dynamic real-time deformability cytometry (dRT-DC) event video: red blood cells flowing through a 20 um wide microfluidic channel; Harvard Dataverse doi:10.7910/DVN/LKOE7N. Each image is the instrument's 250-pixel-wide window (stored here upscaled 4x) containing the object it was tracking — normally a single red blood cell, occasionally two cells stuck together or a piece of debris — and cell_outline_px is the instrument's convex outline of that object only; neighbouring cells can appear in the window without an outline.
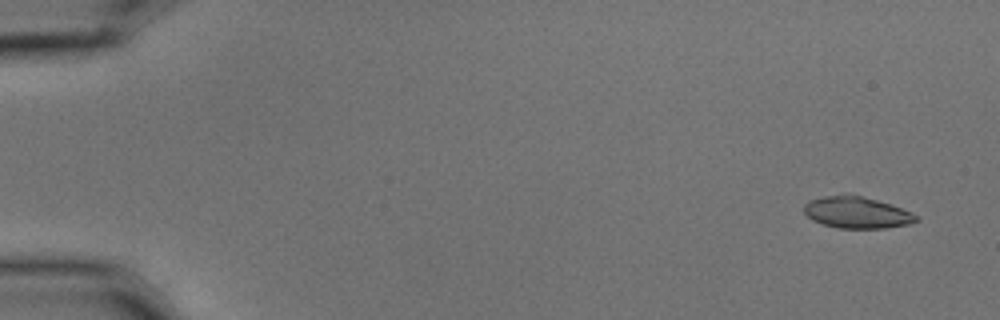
{"species": "common noctule bat (a hibernating species)", "species_latin": "Nyctalus noctula", "temperature_condition": "cold", "stored_images_in_passage": 5, "camera_frame_rate_fps": 3000, "um_per_image_px": 0.085, "animal": {"sex": "male", "body_mass_g": 15.6}, "frame": {"image": 1, "passage_image": 1, "time_ms": 0.0, "image_size_px": [1000, 320], "cell_outline_px": [[920, 220], [908, 224], [884, 228], [836, 228], [812, 220], [804, 212], [804, 204], [812, 200], [824, 196], [844, 192], [876, 200], [912, 212], [920, 216]], "centroid_in_image_um": [72.83, 18.05], "position_along_channel_um": 12.2, "area_um2": 20.69}}
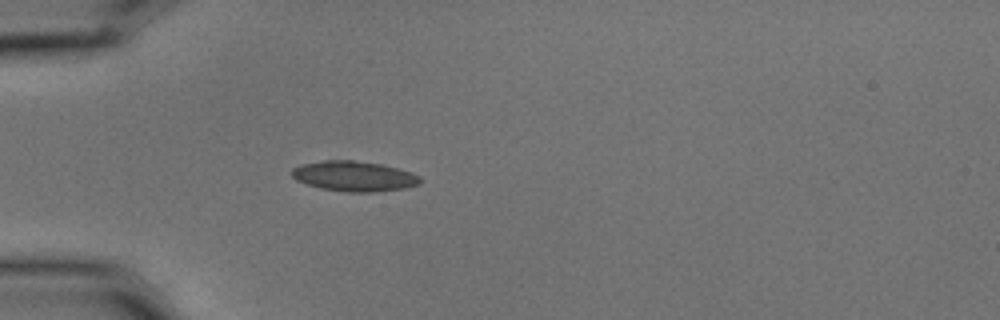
{"frame": {"image": 2, "passage_image": 5, "time_ms": 1.333, "image_size_px": [1000, 320], "cell_outline_px": [[424, 180], [420, 184], [404, 188], [372, 192], [348, 192], [320, 188], [296, 180], [292, 176], [292, 168], [300, 164], [324, 160], [352, 160], [380, 164], [412, 172], [420, 176]], "centroid_in_image_um": [30.11, 14.97], "position_along_channel_um": 54.9, "area_um2": 22.6}}